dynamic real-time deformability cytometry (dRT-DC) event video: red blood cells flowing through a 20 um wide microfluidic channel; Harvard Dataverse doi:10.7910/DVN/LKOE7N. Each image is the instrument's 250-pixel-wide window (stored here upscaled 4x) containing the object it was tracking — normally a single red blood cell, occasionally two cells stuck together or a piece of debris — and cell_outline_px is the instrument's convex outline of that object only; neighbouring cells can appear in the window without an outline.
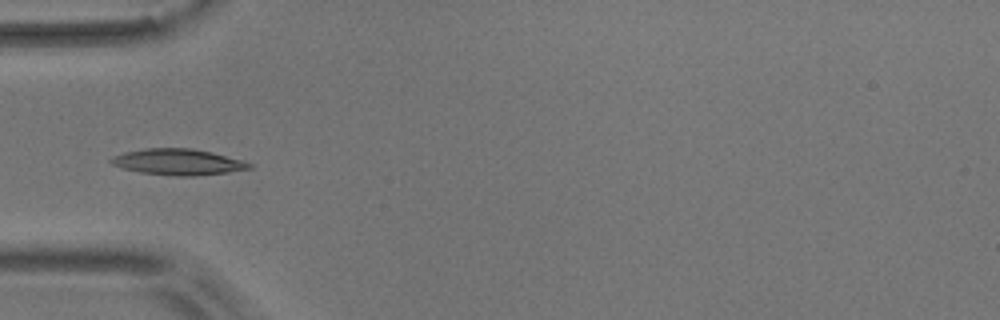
{"species": "common noctule bat (a hibernating species)", "species_latin": "Nyctalus noctula", "temperature_condition": "room temperature", "stored_images_in_passage": 7, "camera_frame_rate_fps": 3000, "um_per_image_px": 0.085, "animal": {"sex": "male", "body_mass_g": 17.9}, "frame": {"image": 1, "passage_image": 5, "time_ms": 5.333, "image_size_px": [1000, 320], "cell_outline_px": [[252, 168], [228, 172], [192, 176], [176, 176], [140, 172], [124, 168], [112, 164], [108, 160], [112, 156], [124, 152], [148, 148], [192, 148], [244, 160], [252, 164]], "centroid_in_image_um": [15.13, 13.76], "position_along_channel_um": 69.9, "area_um2": 20.87}}
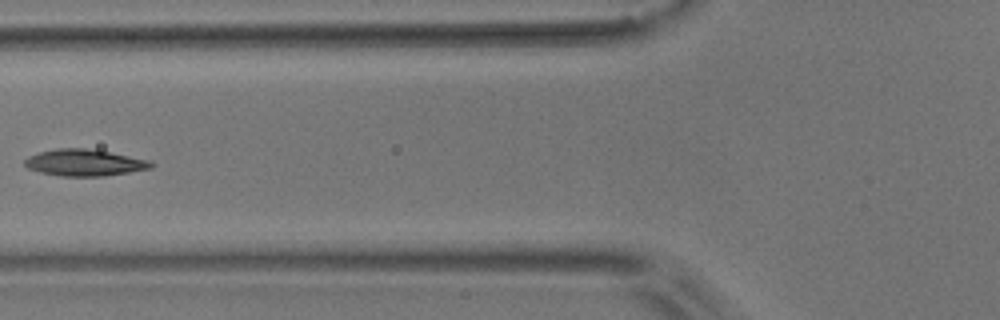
{"frame": {"image": 2, "passage_image": 6, "time_ms": 6.667, "image_size_px": [1000, 320], "cell_outline_px": [[156, 164], [152, 168], [104, 176], [60, 176], [40, 172], [28, 168], [24, 164], [24, 160], [28, 156], [40, 152], [56, 148], [84, 148], [108, 152], [152, 160]], "centroid_in_image_um": [7.2, 13.83], "position_along_channel_um": 118.6, "area_um2": 19.59}}
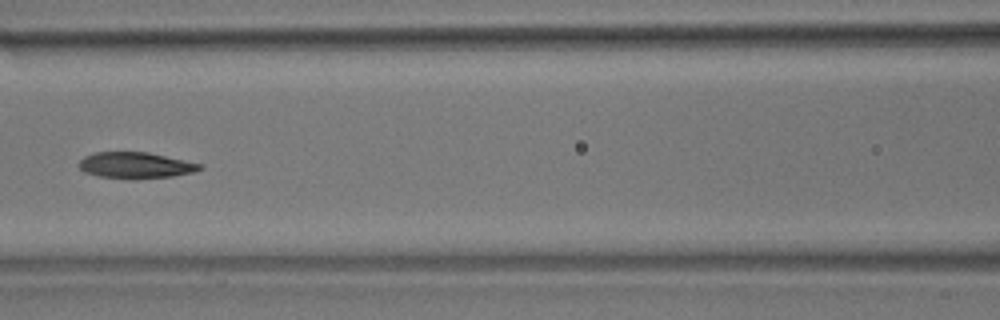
{"frame": {"image": 3, "passage_image": 7, "time_ms": 7.667, "image_size_px": [1000, 320], "cell_outline_px": [[204, 168], [196, 172], [172, 176], [132, 180], [100, 176], [84, 172], [76, 164], [84, 156], [96, 152], [148, 152], [200, 164]], "centroid_in_image_um": [11.5, 14.06], "position_along_channel_um": 155.1, "area_um2": 18.55}}